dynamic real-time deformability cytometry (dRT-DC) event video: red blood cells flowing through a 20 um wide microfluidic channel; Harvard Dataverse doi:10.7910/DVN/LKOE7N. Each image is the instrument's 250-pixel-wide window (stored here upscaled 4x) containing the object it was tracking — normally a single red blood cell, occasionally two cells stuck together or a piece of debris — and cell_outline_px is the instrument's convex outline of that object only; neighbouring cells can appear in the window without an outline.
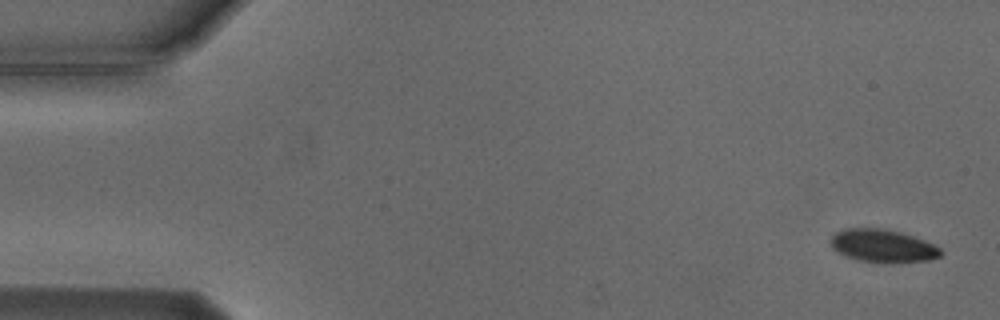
{"species": "Egyptian fruit bat (a non-hibernating species)", "species_latin": "Rousettus aegyptiacus", "temperature_condition": "cold", "stored_images_in_passage": 5, "camera_frame_rate_fps": 3000, "um_per_image_px": 0.085, "animal": {"sex": "male"}, "frame": {"image": 1, "passage_image": 1, "time_ms": 0.0, "image_size_px": [1000, 320], "cell_outline_px": [[944, 252], [940, 256], [928, 260], [892, 264], [856, 260], [836, 252], [832, 248], [832, 236], [836, 232], [848, 228], [880, 228], [900, 232], [924, 240], [940, 248]], "centroid_in_image_um": [75.04, 20.92], "position_along_channel_um": 10.0, "area_um2": 21.21}}
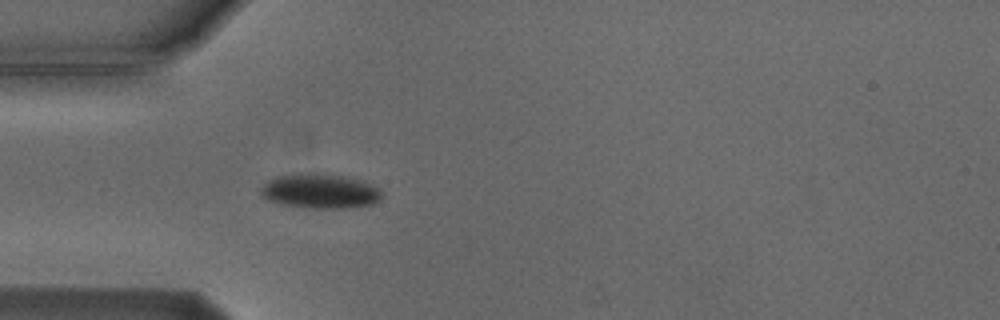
{"frame": {"image": 2, "passage_image": 5, "time_ms": 4.667, "image_size_px": [1000, 320], "cell_outline_px": [[380, 200], [372, 204], [348, 208], [308, 208], [280, 204], [268, 200], [260, 196], [260, 188], [268, 180], [276, 176], [308, 172], [316, 172], [356, 180], [380, 188]], "centroid_in_image_um": [27.12, 16.26], "position_along_channel_um": 57.9, "area_um2": 24.28}}